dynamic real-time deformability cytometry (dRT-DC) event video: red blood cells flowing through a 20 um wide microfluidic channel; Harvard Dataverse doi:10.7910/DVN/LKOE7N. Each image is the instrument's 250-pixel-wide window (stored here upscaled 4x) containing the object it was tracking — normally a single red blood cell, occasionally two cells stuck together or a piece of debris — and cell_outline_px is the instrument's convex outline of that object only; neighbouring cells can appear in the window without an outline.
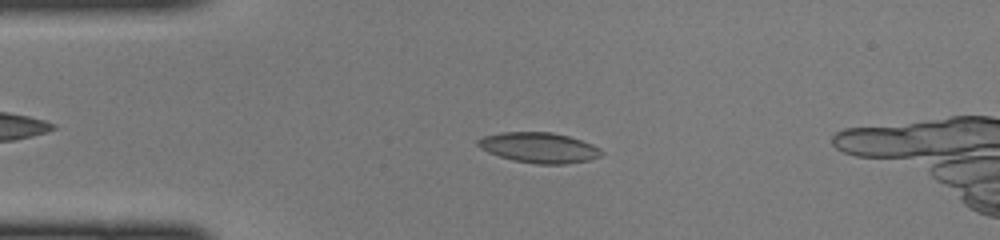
{"species": "common noctule bat (a hibernating species)", "species_latin": "Nyctalus noctula", "temperature_condition": "cold", "stored_images_in_passage": 42, "camera_frame_rate_fps": 3000, "um_per_image_px": 0.085, "animal": {"sex": "female", "body_mass_g": 22.0, "forearm_length_mm": 56.7}, "frame": {"image": 1, "passage_image": 9, "time_ms": 2.667, "image_size_px": [1000, 240], "cell_outline_px": [[604, 152], [600, 156], [588, 160], [564, 164], [536, 164], [512, 160], [488, 152], [480, 148], [476, 144], [476, 140], [484, 136], [500, 132], [552, 132], [568, 136], [592, 144], [600, 148]], "centroid_in_image_um": [45.8, 12.55], "position_along_channel_um": 39.2, "area_um2": 21.85}}
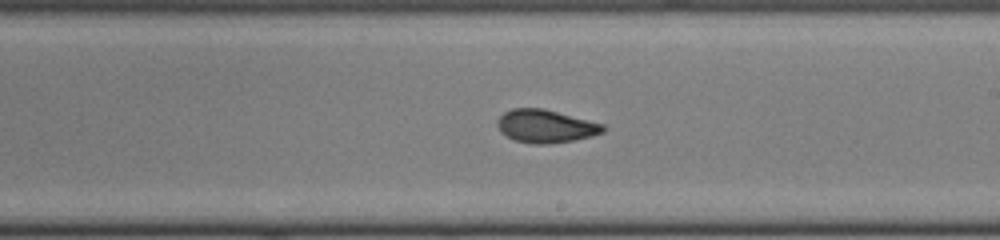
{"frame": {"image": 2, "passage_image": 25, "time_ms": 8.0, "image_size_px": [1000, 240], "cell_outline_px": [[608, 128], [604, 132], [592, 136], [572, 140], [548, 144], [532, 144], [516, 140], [500, 132], [496, 124], [496, 120], [504, 112], [512, 108], [544, 108], [604, 124]], "centroid_in_image_um": [46.39, 10.72], "position_along_channel_um": 242.6, "area_um2": 20.46}}
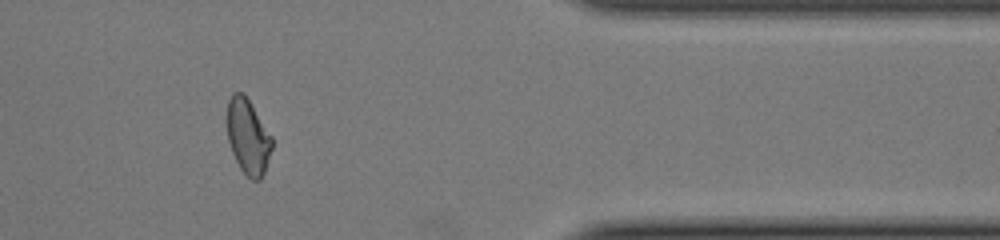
{"frame": {"image": 3, "passage_image": 37, "time_ms": 12.0, "image_size_px": [1000, 240], "cell_outline_px": [[272, 148], [264, 172], [260, 180], [252, 180], [240, 168], [232, 152], [228, 140], [224, 120], [228, 100], [232, 92], [244, 92], [272, 136]], "centroid_in_image_um": [21.03, 11.55], "position_along_channel_um": 390.4, "area_um2": 20.06}}